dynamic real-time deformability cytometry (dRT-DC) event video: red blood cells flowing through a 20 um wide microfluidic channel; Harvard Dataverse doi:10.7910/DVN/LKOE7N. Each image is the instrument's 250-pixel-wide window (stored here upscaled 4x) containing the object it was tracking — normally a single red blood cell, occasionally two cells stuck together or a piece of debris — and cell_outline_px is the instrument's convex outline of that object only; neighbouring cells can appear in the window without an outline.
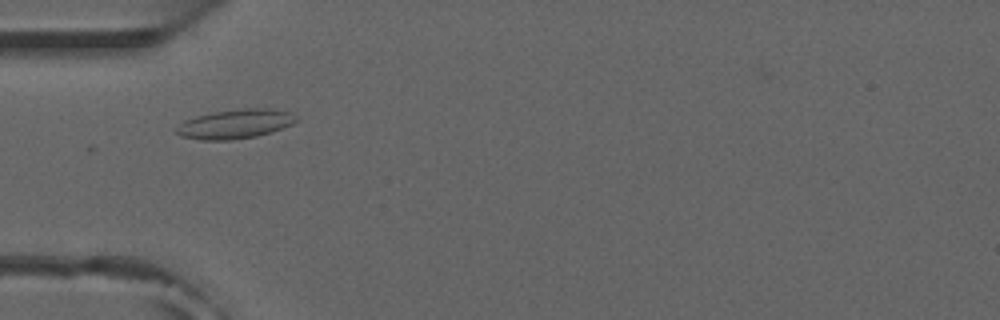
{"species": "common noctule bat (a hibernating species)", "species_latin": "Nyctalus noctula", "temperature_condition": "room temperature", "stored_images_in_passage": 12, "camera_frame_rate_fps": 3000, "um_per_image_px": 0.085, "animal": {"sex": "male", "forearm_length_mm": 52.5}, "frame": {"image": 1, "passage_image": 2, "time_ms": 0.333, "image_size_px": [1000, 320], "cell_outline_px": [[296, 120], [292, 124], [272, 132], [256, 136], [232, 140], [200, 140], [180, 136], [176, 132], [176, 128], [184, 120], [196, 116], [216, 112], [240, 108], [268, 108], [288, 112], [296, 116]], "centroid_in_image_um": [19.97, 10.54], "position_along_channel_um": 65.0, "area_um2": 20.35}}
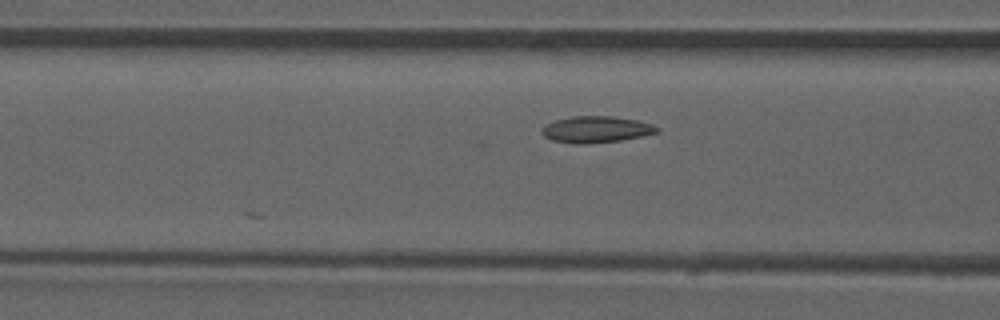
{"frame": {"image": 2, "passage_image": 6, "time_ms": 1.667, "image_size_px": [1000, 320], "cell_outline_px": [[660, 132], [620, 140], [588, 144], [576, 144], [552, 140], [544, 136], [540, 132], [540, 128], [544, 124], [556, 120], [572, 116], [612, 116], [636, 120], [652, 124], [660, 128]], "centroid_in_image_um": [50.63, 11.0], "position_along_channel_um": 116.0, "area_um2": 17.86}}